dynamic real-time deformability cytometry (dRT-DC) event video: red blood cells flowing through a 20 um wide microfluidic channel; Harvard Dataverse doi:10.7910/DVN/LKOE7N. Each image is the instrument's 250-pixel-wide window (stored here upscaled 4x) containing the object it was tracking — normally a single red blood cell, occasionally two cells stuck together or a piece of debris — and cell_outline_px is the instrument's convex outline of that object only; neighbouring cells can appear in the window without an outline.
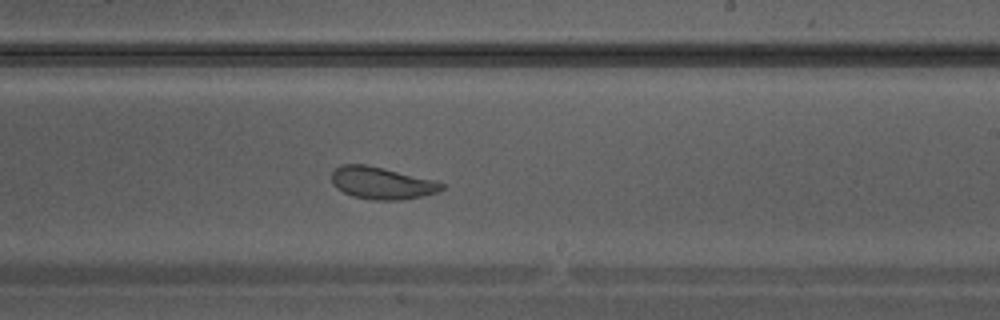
{"species": "Egyptian fruit bat (a non-hibernating species)", "species_latin": "Rousettus aegyptiacus", "temperature_condition": "warm", "stored_images_in_passage": 34, "camera_frame_rate_fps": 3000, "um_per_image_px": 0.085, "animal": {"sex": "male"}, "frame": {"image": 1, "passage_image": 20, "time_ms": 6.333, "image_size_px": [1000, 320], "cell_outline_px": [[444, 188], [436, 192], [420, 196], [400, 200], [372, 200], [352, 196], [336, 188], [332, 184], [332, 172], [336, 168], [344, 164], [364, 164], [384, 168], [436, 180], [444, 184]], "centroid_in_image_um": [32.44, 15.56], "position_along_channel_um": 256.6, "area_um2": 20.58}}